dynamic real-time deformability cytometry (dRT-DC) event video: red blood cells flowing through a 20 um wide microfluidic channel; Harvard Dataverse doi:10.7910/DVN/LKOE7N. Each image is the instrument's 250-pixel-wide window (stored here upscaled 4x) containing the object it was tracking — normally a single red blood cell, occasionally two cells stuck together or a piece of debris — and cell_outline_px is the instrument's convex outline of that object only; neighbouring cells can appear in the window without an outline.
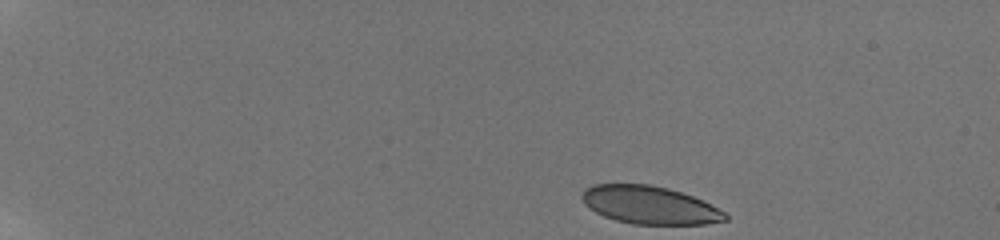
{"species": "human", "species_latin": "Homo sapiens", "temperature_condition": "room temperature", "stored_images_in_passage": 11, "camera_frame_rate_fps": 3000, "um_per_image_px": 0.085, "donor": {"sex": "male"}, "frame": {"image": 1, "passage_image": 1, "time_ms": 0.0, "image_size_px": [1000, 240], "cell_outline_px": [[728, 220], [704, 224], [632, 224], [616, 220], [604, 216], [588, 208], [584, 204], [580, 196], [592, 184], [648, 184], [668, 188], [692, 196], [724, 212], [728, 216]], "centroid_in_image_um": [55.18, 17.43], "position_along_channel_um": 29.8, "area_um2": 31.39}}
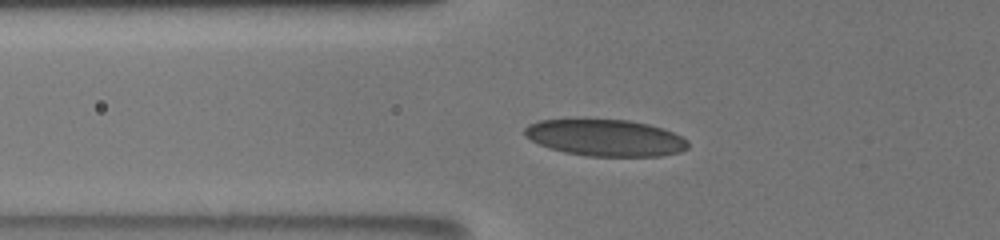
{"frame": {"image": 2, "passage_image": 10, "time_ms": 4.333, "image_size_px": [1000, 240], "cell_outline_px": [[688, 148], [680, 152], [660, 156], [588, 156], [564, 152], [540, 144], [524, 136], [524, 128], [528, 124], [540, 120], [628, 120], [648, 124], [672, 132], [688, 140]], "centroid_in_image_um": [51.46, 11.72], "position_along_channel_um": 74.3, "area_um2": 34.56}}